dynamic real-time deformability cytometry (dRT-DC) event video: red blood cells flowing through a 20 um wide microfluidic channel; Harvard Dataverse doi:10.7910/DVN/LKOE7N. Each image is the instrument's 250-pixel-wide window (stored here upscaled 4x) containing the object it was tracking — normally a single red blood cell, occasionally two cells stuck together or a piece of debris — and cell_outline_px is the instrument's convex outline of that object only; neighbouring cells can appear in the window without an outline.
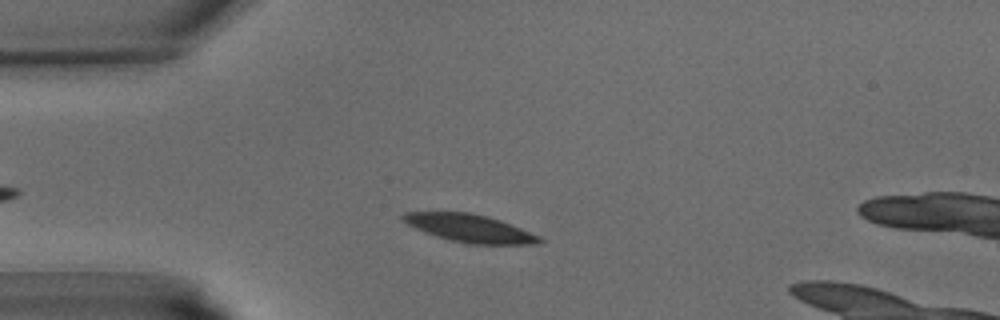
{"species": "common noctule bat (a hibernating species)", "species_latin": "Nyctalus noctula", "temperature_condition": "warm", "stored_images_in_passage": 29, "camera_frame_rate_fps": 3000, "um_per_image_px": 0.085, "animal": {"sex": "male", "body_mass_g": 15.6}, "frame": {"image": 1, "passage_image": 1, "time_ms": 0.0, "image_size_px": [1000, 320], "cell_outline_px": [[544, 240], [536, 244], [468, 244], [436, 236], [424, 232], [400, 220], [400, 216], [404, 212], [472, 212], [488, 216], [500, 220], [540, 236]], "centroid_in_image_um": [39.9, 19.39], "position_along_channel_um": 45.1, "area_um2": 22.08}}
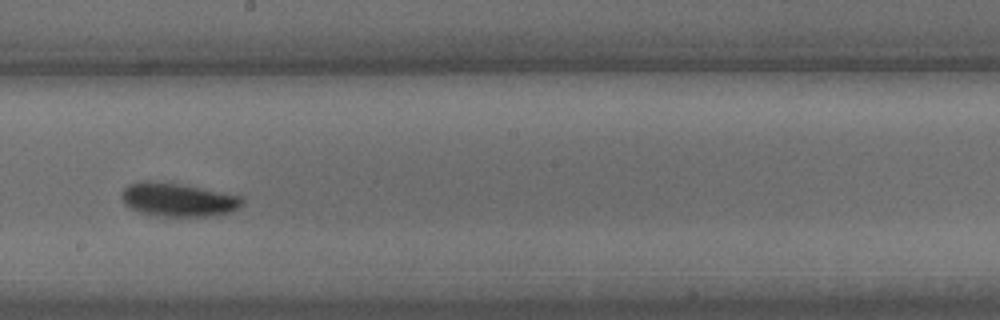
{"frame": {"image": 2, "passage_image": 14, "time_ms": 4.333, "image_size_px": [1000, 320], "cell_outline_px": [[244, 200], [236, 208], [228, 212], [212, 216], [164, 216], [140, 212], [124, 204], [120, 196], [120, 192], [128, 184], [140, 180], [148, 180], [180, 184], [240, 196]], "centroid_in_image_um": [15.04, 16.96], "position_along_channel_um": 233.2, "area_um2": 23.29}}
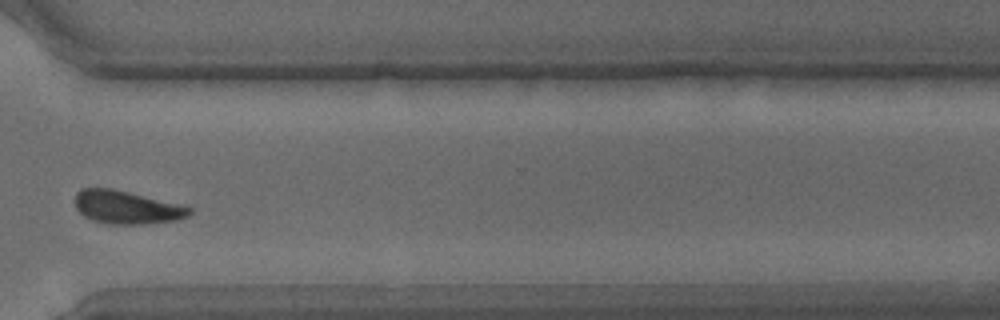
{"frame": {"image": 3, "passage_image": 22, "time_ms": 7.0, "image_size_px": [1000, 320], "cell_outline_px": [[192, 212], [188, 216], [176, 220], [148, 224], [112, 224], [92, 220], [84, 216], [76, 208], [76, 192], [80, 188], [112, 188], [192, 208]], "centroid_in_image_um": [10.73, 17.63], "position_along_channel_um": 359.9, "area_um2": 21.79}}